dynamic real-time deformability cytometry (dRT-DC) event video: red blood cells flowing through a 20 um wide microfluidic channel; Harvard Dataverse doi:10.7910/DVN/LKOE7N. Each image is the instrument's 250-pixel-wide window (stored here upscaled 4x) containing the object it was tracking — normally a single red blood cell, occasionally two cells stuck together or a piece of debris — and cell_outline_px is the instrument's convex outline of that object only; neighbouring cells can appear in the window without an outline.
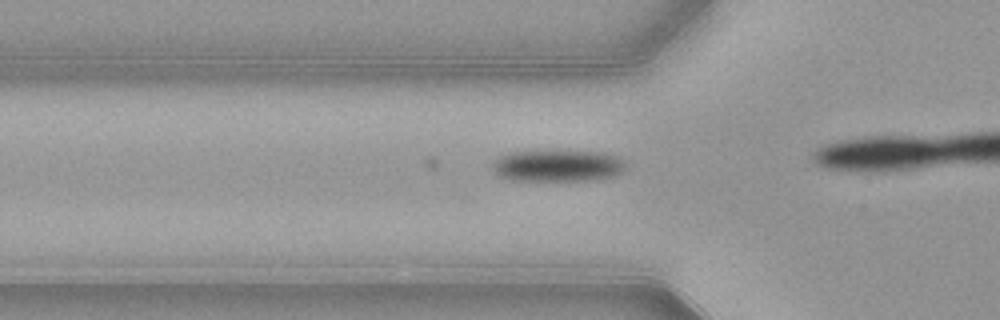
{"species": "common noctule bat (a hibernating species)", "species_latin": "Nyctalus noctula", "temperature_condition": "warm", "stored_images_in_passage": 18, "camera_frame_rate_fps": 3000, "um_per_image_px": 0.085, "animal": {"sex": "female", "body_mass_g": 21.9}, "frame": {"image": 1, "passage_image": 13, "time_ms": 4.0, "image_size_px": [1000, 320], "cell_outline_px": [[624, 168], [620, 172], [612, 176], [588, 180], [512, 180], [496, 176], [492, 172], [492, 160], [500, 156], [512, 152], [604, 152], [616, 156], [624, 160]], "centroid_in_image_um": [47.32, 14.1], "position_along_channel_um": 78.5, "area_um2": 24.28}}
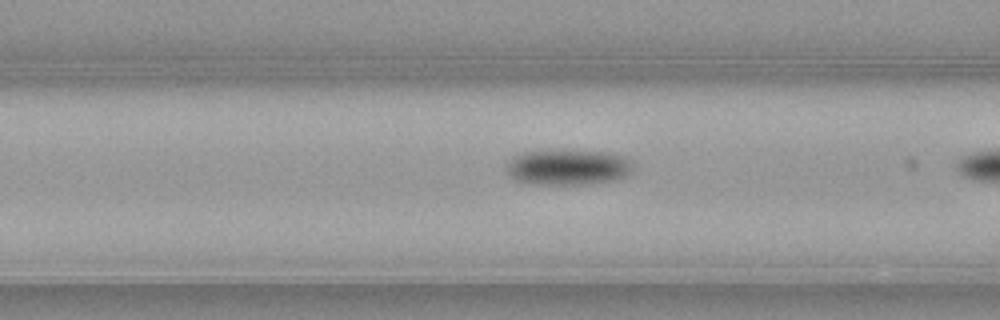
{"frame": {"image": 2, "passage_image": 16, "time_ms": 5.0, "image_size_px": [1000, 320], "cell_outline_px": [[632, 172], [624, 176], [612, 180], [584, 184], [528, 184], [516, 180], [508, 172], [508, 160], [524, 152], [560, 148], [604, 152], [624, 156], [632, 160]], "centroid_in_image_um": [48.28, 14.18], "position_along_channel_um": 118.3, "area_um2": 26.59}}